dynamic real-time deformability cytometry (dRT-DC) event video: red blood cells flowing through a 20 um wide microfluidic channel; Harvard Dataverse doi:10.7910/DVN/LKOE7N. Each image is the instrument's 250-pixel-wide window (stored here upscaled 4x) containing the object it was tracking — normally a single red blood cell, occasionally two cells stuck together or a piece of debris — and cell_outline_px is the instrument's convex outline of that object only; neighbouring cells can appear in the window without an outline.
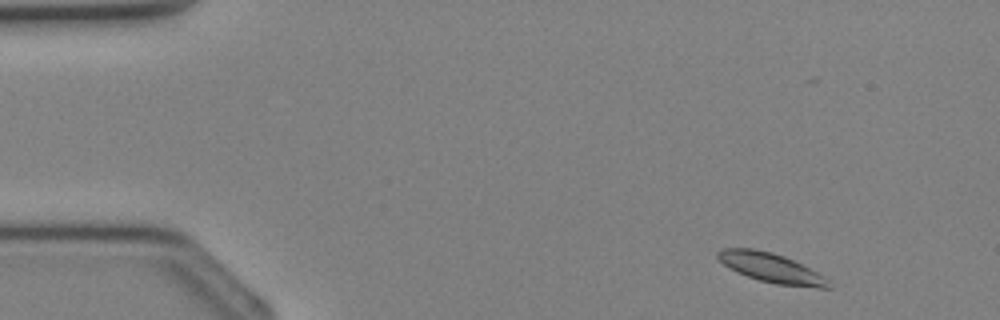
{"species": "Egyptian fruit bat (a non-hibernating species)", "species_latin": "Rousettus aegyptiacus", "temperature_condition": "cold", "stored_images_in_passage": 34, "camera_frame_rate_fps": 3000, "um_per_image_px": 0.085, "animal": {"sex": "female"}, "frame": {"image": 1, "passage_image": 2, "time_ms": 0.333, "image_size_px": [1000, 320], "cell_outline_px": [[832, 288], [816, 288], [776, 284], [760, 280], [736, 272], [728, 268], [716, 256], [716, 252], [724, 248], [756, 248], [772, 252], [784, 256], [824, 276], [828, 280]], "centroid_in_image_um": [65.53, 22.76], "position_along_channel_um": 19.5, "area_um2": 18.9}}
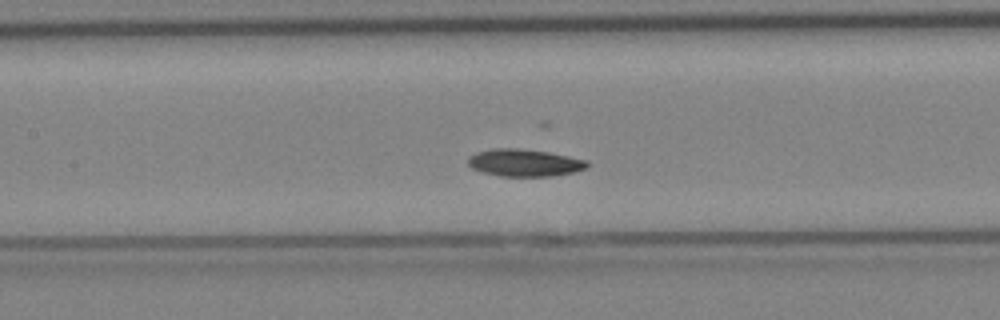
{"frame": {"image": 2, "passage_image": 15, "time_ms": 4.667, "image_size_px": [1000, 320], "cell_outline_px": [[588, 168], [572, 172], [552, 176], [500, 176], [484, 172], [472, 168], [468, 164], [468, 156], [476, 152], [492, 148], [516, 148], [548, 152], [588, 160]], "centroid_in_image_um": [44.57, 13.83], "position_along_channel_um": 162.8, "area_um2": 18.9}}
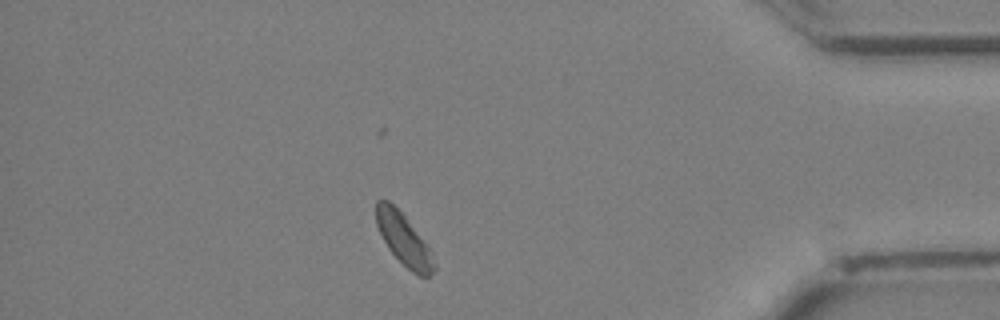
{"frame": {"image": 3, "passage_image": 30, "time_ms": 9.667, "image_size_px": [1000, 320], "cell_outline_px": [[436, 268], [428, 276], [420, 276], [412, 272], [388, 248], [376, 224], [376, 200], [388, 200], [404, 216], [428, 248], [436, 264]], "centroid_in_image_um": [34.3, 20.36], "position_along_channel_um": 400.9, "area_um2": 16.65}}